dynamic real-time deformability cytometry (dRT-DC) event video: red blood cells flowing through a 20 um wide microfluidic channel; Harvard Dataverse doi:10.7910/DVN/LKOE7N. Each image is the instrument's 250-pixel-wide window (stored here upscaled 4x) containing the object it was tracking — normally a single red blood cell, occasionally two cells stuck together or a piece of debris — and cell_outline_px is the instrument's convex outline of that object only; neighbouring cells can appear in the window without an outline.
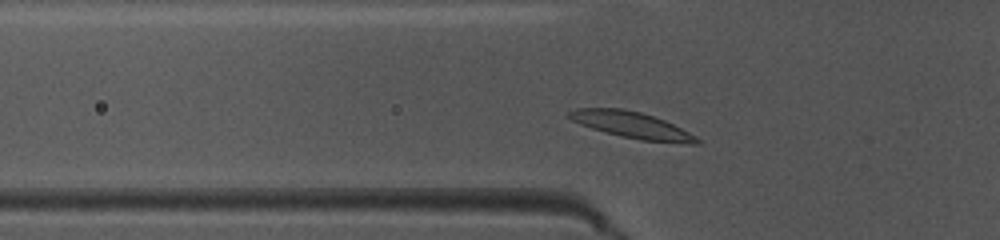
{"species": "common noctule bat (a hibernating species)", "species_latin": "Nyctalus noctula", "temperature_condition": "warm", "stored_images_in_passage": 32, "camera_frame_rate_fps": 3000, "um_per_image_px": 0.085, "animal": {"sex": "female", "body_mass_g": 10.0, "forearm_length_mm": 53.1}, "frame": {"image": 1, "passage_image": 3, "time_ms": 0.667, "image_size_px": [1000, 240], "cell_outline_px": [[704, 140], [700, 144], [692, 144], [640, 140], [620, 136], [592, 128], [580, 124], [572, 120], [568, 116], [568, 112], [576, 108], [624, 108], [640, 112], [664, 120]], "centroid_in_image_um": [53.74, 10.64], "position_along_channel_um": 72.1, "area_um2": 19.59}}
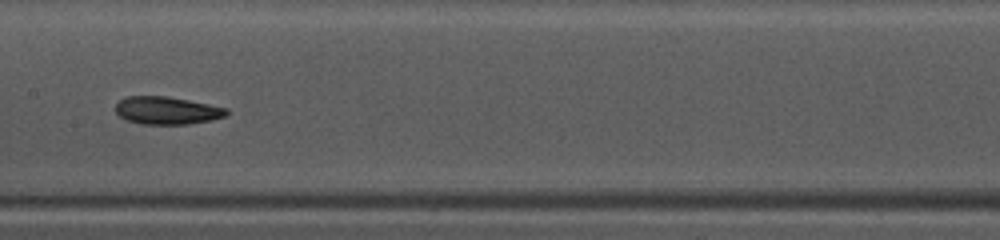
{"frame": {"image": 2, "passage_image": 12, "time_ms": 3.667, "image_size_px": [1000, 240], "cell_outline_px": [[228, 112], [224, 116], [212, 120], [188, 124], [144, 124], [124, 120], [116, 112], [116, 104], [120, 100], [128, 96], [168, 96], [228, 108]], "centroid_in_image_um": [14.18, 9.39], "position_along_channel_um": 193.2, "area_um2": 17.86}}
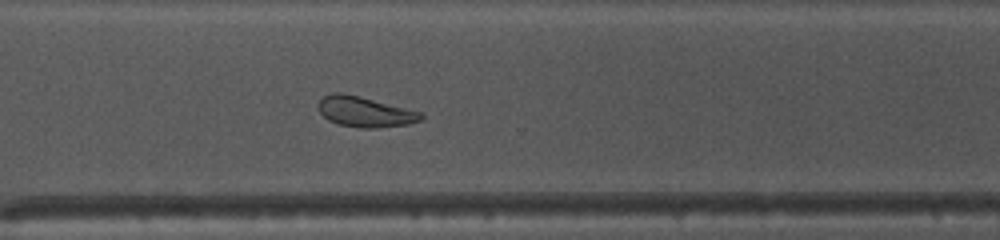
{"frame": {"image": 3, "passage_image": 23, "time_ms": 7.333, "image_size_px": [1000, 240], "cell_outline_px": [[424, 116], [420, 120], [408, 124], [380, 128], [360, 128], [340, 124], [328, 120], [316, 108], [320, 100], [324, 96], [332, 92], [344, 92], [360, 96], [420, 112]], "centroid_in_image_um": [30.97, 9.5], "position_along_channel_um": 339.6, "area_um2": 18.15}, "authors_computed_cell_mechanics": {"area_um2": 18.0625, "velocity_mm_per_s": 4.0019, "shape_relaxation_time_tau1_ms": 2.796, "shape_relaxation_time_tau2_ms": null, "deformation_change_tau1": 0.1224, "deformation_change_tau2": null}}